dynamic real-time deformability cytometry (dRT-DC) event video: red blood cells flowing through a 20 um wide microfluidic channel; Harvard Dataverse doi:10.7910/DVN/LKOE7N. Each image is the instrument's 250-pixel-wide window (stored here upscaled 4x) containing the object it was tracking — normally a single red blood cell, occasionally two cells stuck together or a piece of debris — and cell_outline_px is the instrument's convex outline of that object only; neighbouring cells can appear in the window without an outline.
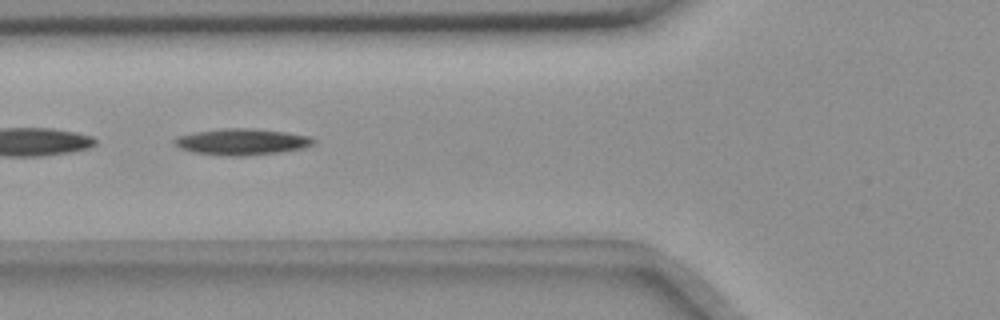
{"species": "common noctule bat (a hibernating species)", "species_latin": "Nyctalus noctula", "temperature_condition": "room temperature", "stored_images_in_passage": 42, "camera_frame_rate_fps": 3000, "um_per_image_px": 0.085, "animal": {"sex": "female", "body_mass_g": 18.4}, "frame": {"image": 1, "passage_image": 7, "time_ms": 2.0, "image_size_px": [1000, 320], "cell_outline_px": [[316, 140], [312, 144], [304, 148], [276, 152], [244, 156], [228, 156], [192, 152], [180, 148], [172, 144], [172, 140], [176, 136], [192, 132], [224, 128], [248, 128], [284, 132], [308, 136]], "centroid_in_image_um": [20.46, 12.05], "position_along_channel_um": 105.3, "area_um2": 21.27}}
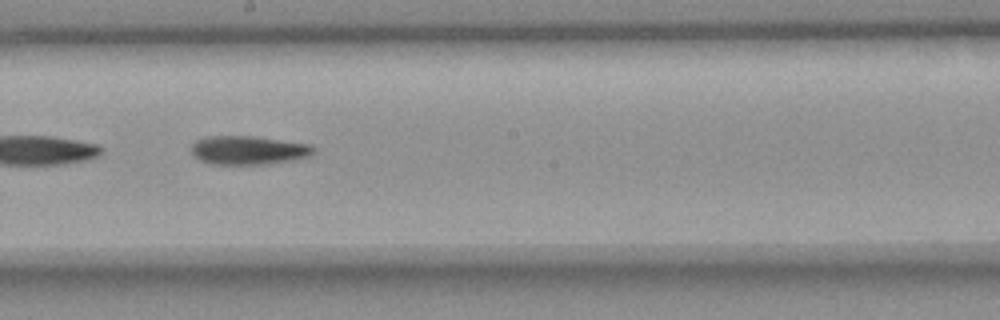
{"frame": {"image": 2, "passage_image": 17, "time_ms": 5.333, "image_size_px": [1000, 320], "cell_outline_px": [[316, 152], [312, 156], [292, 160], [264, 164], [212, 164], [200, 160], [192, 152], [192, 144], [196, 140], [208, 136], [252, 136], [312, 144], [316, 148]], "centroid_in_image_um": [21.18, 12.76], "position_along_channel_um": 227.0, "area_um2": 20.52}}
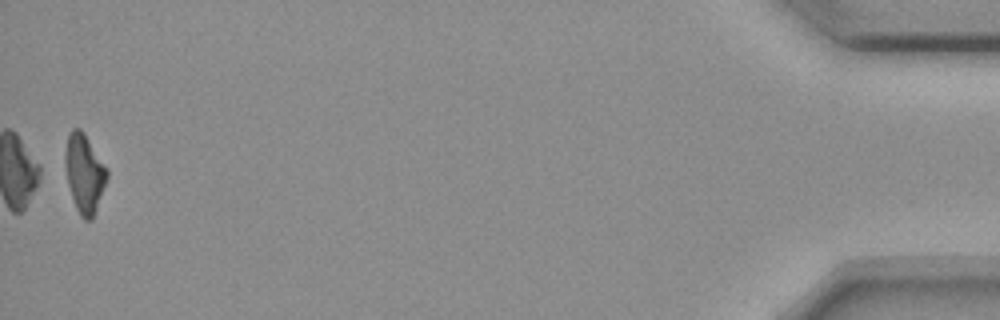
{"frame": {"image": 3, "passage_image": 41, "time_ms": 13.333, "image_size_px": [1000, 320], "cell_outline_px": [[108, 176], [92, 220], [84, 220], [80, 216], [76, 208], [68, 184], [64, 164], [64, 152], [68, 132], [72, 128], [80, 128], [84, 132], [108, 168]], "centroid_in_image_um": [7.16, 14.69], "position_along_channel_um": 428.0, "area_um2": 19.36}, "authors_computed_cell_mechanics": {"area_um2": 19.7387, "velocity_mm_per_s": 3.6692, "shape_relaxation_time_tau1_ms": 10.3448, "shape_relaxation_time_tau2_ms": null, "deformation_change_tau1": 0.2545, "deformation_change_tau2": null}}